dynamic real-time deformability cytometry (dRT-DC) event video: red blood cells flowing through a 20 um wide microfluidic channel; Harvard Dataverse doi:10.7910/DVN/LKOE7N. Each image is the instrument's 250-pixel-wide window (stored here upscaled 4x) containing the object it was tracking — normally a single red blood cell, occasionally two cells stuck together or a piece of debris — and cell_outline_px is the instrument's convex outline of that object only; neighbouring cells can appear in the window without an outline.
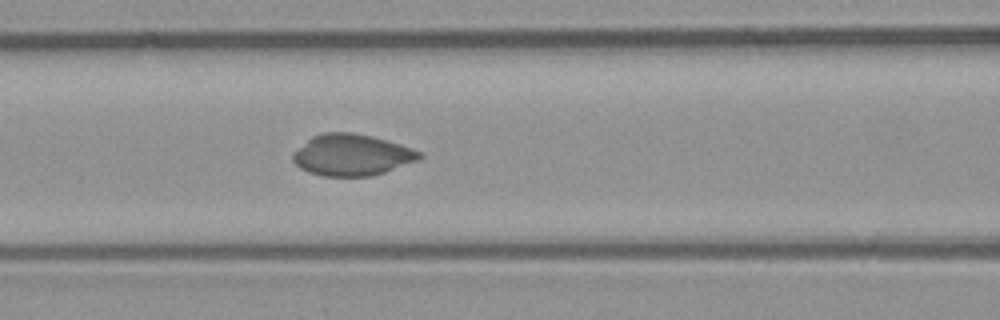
{"species": "common noctule bat (a hibernating species)", "species_latin": "Nyctalus noctula", "temperature_condition": "room temperature", "stored_images_in_passage": 46, "camera_frame_rate_fps": 3000, "um_per_image_px": 0.085, "animal": {"sex": "male", "body_mass_g": 23.1, "forearm_length_mm": 52.7}, "frame": {"image": 1, "passage_image": 16, "time_ms": 5.0, "image_size_px": [1000, 320], "cell_outline_px": [[424, 156], [420, 160], [372, 176], [324, 176], [308, 172], [300, 168], [292, 160], [292, 156], [312, 136], [324, 132], [352, 132], [372, 136], [400, 144], [412, 148], [420, 152]], "centroid_in_image_um": [29.94, 13.17], "position_along_channel_um": 136.7, "area_um2": 30.4}}
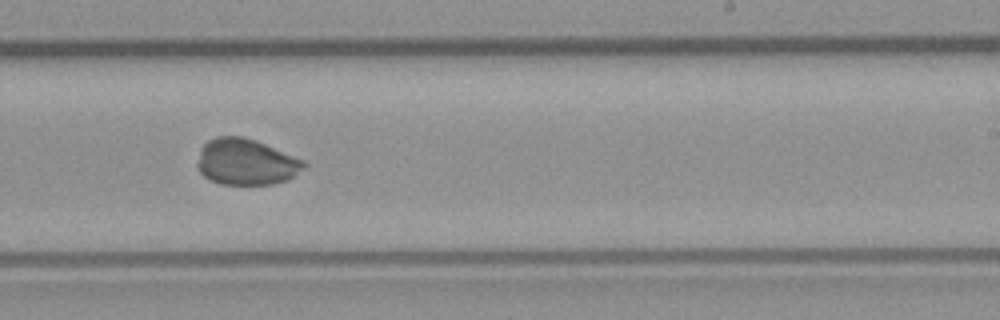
{"frame": {"image": 2, "passage_image": 26, "time_ms": 8.333, "image_size_px": [1000, 320], "cell_outline_px": [[308, 164], [304, 168], [288, 180], [272, 184], [220, 184], [204, 176], [196, 168], [196, 164], [200, 148], [208, 140], [216, 136], [244, 136], [256, 140], [304, 160]], "centroid_in_image_um": [20.9, 13.75], "position_along_channel_um": 268.1, "area_um2": 28.84}}
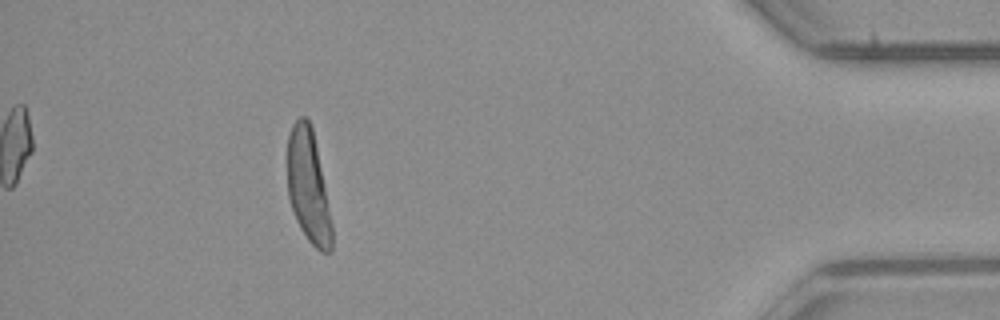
{"frame": {"image": 3, "passage_image": 41, "time_ms": 13.333, "image_size_px": [1000, 320], "cell_outline_px": [[332, 252], [320, 252], [308, 240], [300, 228], [296, 220], [288, 196], [288, 136], [292, 124], [300, 116], [304, 116], [308, 120], [312, 128], [324, 184], [332, 224]], "centroid_in_image_um": [26.2, 15.87], "position_along_channel_um": 409.0, "area_um2": 28.84}, "authors_computed_cell_mechanics": {"area_um2": 29.767, "velocity_mm_per_s": 3.9452, "shape_relaxation_time_tau1_ms": 7.8403, "shape_relaxation_time_tau2_ms": null, "deformation_change_tau1": 0.2064, "deformation_change_tau2": null}}